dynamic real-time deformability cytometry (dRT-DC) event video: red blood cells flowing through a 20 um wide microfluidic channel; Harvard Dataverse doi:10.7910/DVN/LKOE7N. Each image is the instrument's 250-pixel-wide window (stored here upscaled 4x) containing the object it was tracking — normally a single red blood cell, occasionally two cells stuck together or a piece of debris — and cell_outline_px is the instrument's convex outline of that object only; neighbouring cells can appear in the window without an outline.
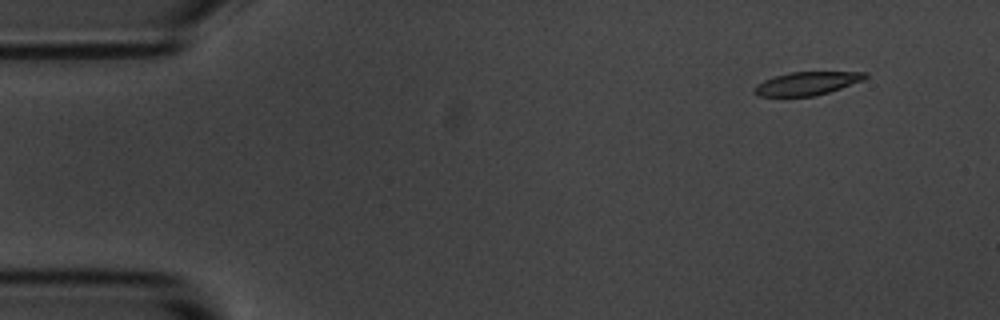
{"species": "common noctule bat (a hibernating species)", "species_latin": "Nyctalus noctula", "temperature_condition": "room temperature", "stored_images_in_passage": 5, "segment_of_instrument_passage": [2, 2], "camera_frame_rate_fps": 3000, "um_per_image_px": 0.085, "animal": {"sex": "male", "body_mass_g": 20.1, "forearm_length_mm": 53.5}, "frame": {"image": 1, "passage_image": 5, "time_ms": 4.667, "image_size_px": [1000, 320], "cell_outline_px": [[868, 76], [864, 80], [816, 96], [760, 96], [752, 92], [752, 88], [756, 84], [764, 80], [776, 76], [792, 72], [868, 72]], "centroid_in_image_um": [68.57, 7.09], "position_along_channel_um": 16.4, "area_um2": 14.97}}